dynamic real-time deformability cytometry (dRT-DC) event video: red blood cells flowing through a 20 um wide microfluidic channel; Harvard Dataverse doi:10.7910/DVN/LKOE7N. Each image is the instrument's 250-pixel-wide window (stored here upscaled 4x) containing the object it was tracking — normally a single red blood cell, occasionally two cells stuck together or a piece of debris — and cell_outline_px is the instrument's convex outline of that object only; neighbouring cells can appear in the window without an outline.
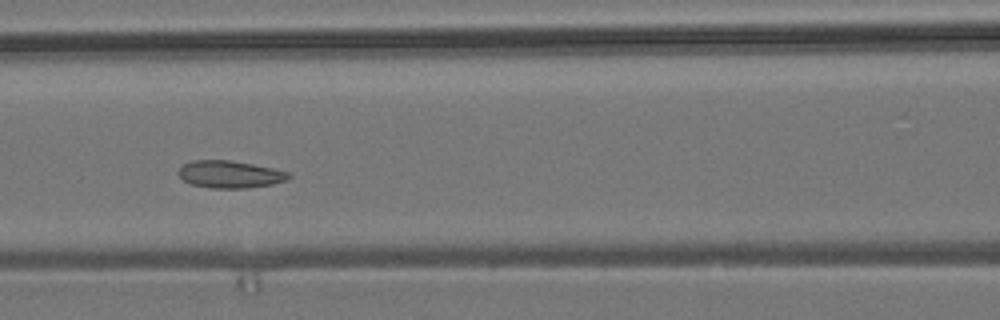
{"species": "common noctule bat (a hibernating species)", "species_latin": "Nyctalus noctula", "temperature_condition": "room temperature", "stored_images_in_passage": 8, "camera_frame_rate_fps": 3000, "um_per_image_px": 0.085, "animal": {"sex": "male", "body_mass_g": 19.2, "forearm_length_mm": 51.8}, "frame": {"image": 1, "passage_image": 7, "time_ms": 2.0, "image_size_px": [1000, 320], "cell_outline_px": [[292, 176], [288, 180], [272, 184], [248, 188], [208, 188], [192, 184], [184, 180], [176, 172], [184, 164], [192, 160], [228, 160], [252, 164], [272, 168], [288, 172]], "centroid_in_image_um": [19.54, 14.82], "position_along_channel_um": 147.1, "area_um2": 17.51}}
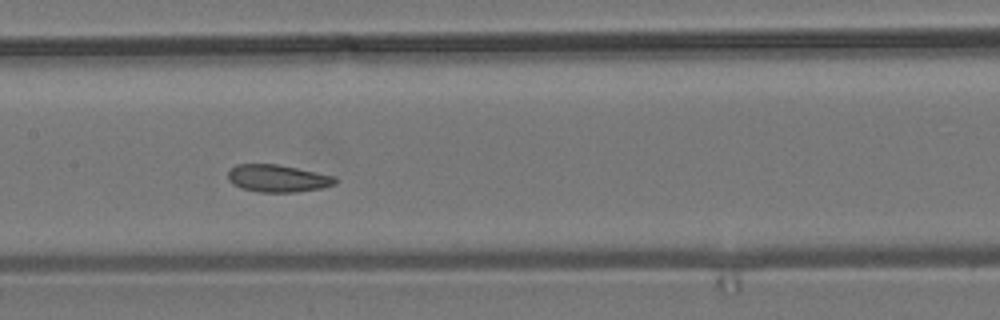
{"frame": {"image": 2, "passage_image": 8, "time_ms": 2.333, "image_size_px": [1000, 320], "cell_outline_px": [[336, 184], [320, 188], [296, 192], [260, 192], [240, 188], [232, 184], [228, 180], [228, 172], [236, 164], [276, 164], [336, 176]], "centroid_in_image_um": [23.58, 15.16], "position_along_channel_um": 183.8, "area_um2": 17.05}}